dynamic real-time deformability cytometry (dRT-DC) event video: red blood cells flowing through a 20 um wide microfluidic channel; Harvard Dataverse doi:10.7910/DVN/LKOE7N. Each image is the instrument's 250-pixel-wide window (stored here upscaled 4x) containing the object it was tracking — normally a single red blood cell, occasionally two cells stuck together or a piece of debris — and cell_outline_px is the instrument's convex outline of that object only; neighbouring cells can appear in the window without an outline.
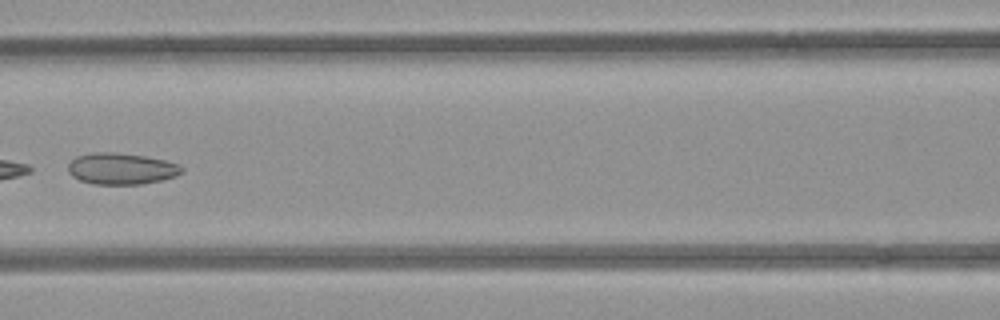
{"species": "common noctule bat (a hibernating species)", "species_latin": "Nyctalus noctula", "temperature_condition": "room temperature", "stored_images_in_passage": 7, "camera_frame_rate_fps": 3000, "um_per_image_px": 0.085, "animal": {"sex": "female", "body_mass_g": 21.9}, "frame": {"image": 1, "passage_image": 6, "time_ms": 5.667, "image_size_px": [1000, 320], "cell_outline_px": [[184, 172], [176, 176], [164, 180], [140, 184], [92, 184], [80, 180], [72, 176], [68, 172], [68, 164], [76, 156], [92, 152], [112, 152], [144, 156], [164, 160], [180, 164], [184, 168]], "centroid_in_image_um": [10.33, 14.34], "position_along_channel_um": 156.3, "area_um2": 20.98}}
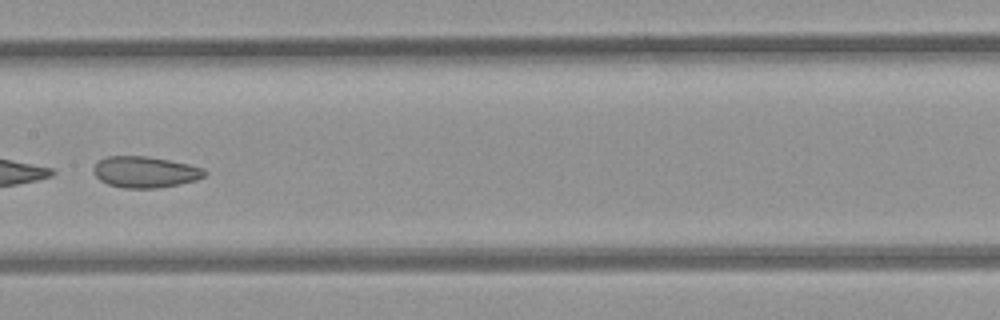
{"frame": {"image": 2, "passage_image": 7, "time_ms": 6.667, "image_size_px": [1000, 320], "cell_outline_px": [[208, 172], [204, 176], [196, 180], [180, 184], [156, 188], [124, 188], [108, 184], [100, 180], [92, 172], [92, 168], [100, 160], [108, 156], [148, 156], [188, 164], [204, 168]], "centroid_in_image_um": [12.34, 14.62], "position_along_channel_um": 195.1, "area_um2": 20.23}}